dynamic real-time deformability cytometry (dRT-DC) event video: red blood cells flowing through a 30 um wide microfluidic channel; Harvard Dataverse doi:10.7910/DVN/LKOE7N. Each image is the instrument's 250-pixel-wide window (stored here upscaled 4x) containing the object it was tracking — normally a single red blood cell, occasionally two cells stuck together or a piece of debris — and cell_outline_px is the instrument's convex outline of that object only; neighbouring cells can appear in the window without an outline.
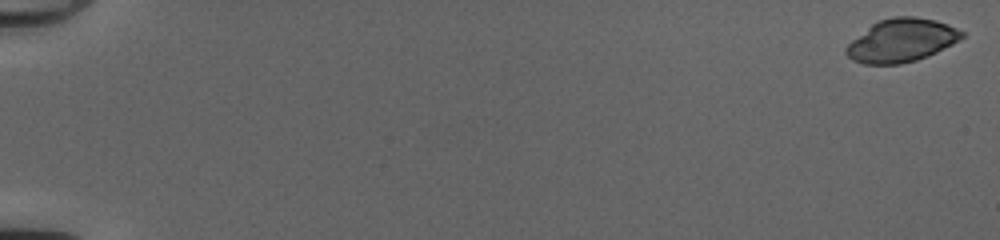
{"species": "common noctule bat (a hibernating species)", "species_latin": "Nyctalus noctula", "temperature_condition": "cold", "stored_images_in_passage": 52, "camera_frame_rate_fps": 3000, "um_per_image_px": 0.085, "animal": {"sex": "female", "body_mass_g": 20.0, "forearm_length_mm": 54.0}, "frame": {"image": 1, "passage_image": 1, "time_ms": 0.0, "image_size_px": [1000, 240], "cell_outline_px": [[964, 36], [960, 40], [928, 56], [916, 60], [900, 64], [864, 64], [852, 60], [844, 52], [844, 48], [852, 40], [872, 24], [880, 20], [892, 16], [916, 16], [936, 20], [948, 24], [964, 32]], "centroid_in_image_um": [76.62, 3.43], "position_along_channel_um": 8.4, "area_um2": 29.13}}
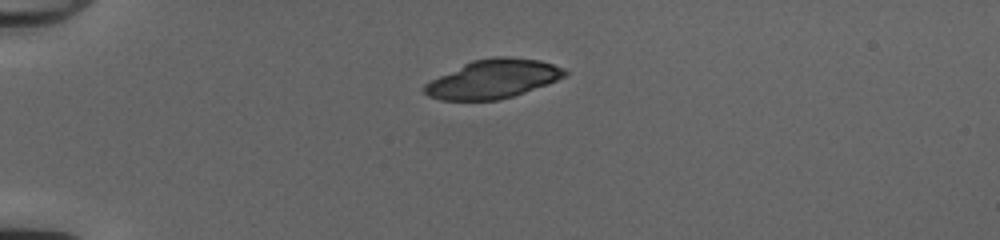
{"frame": {"image": 2, "passage_image": 15, "time_ms": 4.667, "image_size_px": [1000, 240], "cell_outline_px": [[568, 72], [564, 76], [556, 80], [524, 92], [500, 100], [440, 100], [428, 96], [424, 92], [424, 84], [472, 60], [496, 56], [508, 56], [540, 60], [564, 68]], "centroid_in_image_um": [41.91, 6.71], "position_along_channel_um": 43.1, "area_um2": 31.33}}